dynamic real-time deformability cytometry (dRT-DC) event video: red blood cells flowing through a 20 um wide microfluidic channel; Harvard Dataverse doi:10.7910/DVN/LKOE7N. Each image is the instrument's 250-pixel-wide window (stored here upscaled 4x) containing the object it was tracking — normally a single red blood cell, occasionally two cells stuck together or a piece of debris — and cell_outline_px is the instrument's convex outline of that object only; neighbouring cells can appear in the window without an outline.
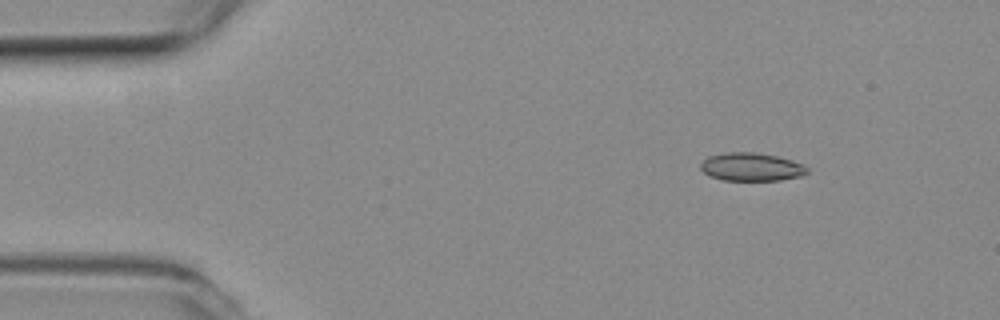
{"species": "common noctule bat (a hibernating species)", "species_latin": "Nyctalus noctula", "temperature_condition": "room temperature", "stored_images_in_passage": 5, "camera_frame_rate_fps": 3000, "um_per_image_px": 0.085, "animal": {"sex": "female", "body_mass_g": 19.3, "forearm_length_mm": 54.1}, "frame": {"image": 1, "passage_image": 1, "time_ms": 0.0, "image_size_px": [1000, 320], "cell_outline_px": [[808, 172], [800, 176], [780, 180], [724, 180], [708, 176], [700, 168], [700, 164], [708, 156], [724, 152], [756, 152], [776, 156], [792, 160], [808, 168]], "centroid_in_image_um": [63.83, 14.18], "position_along_channel_um": 21.2, "area_um2": 17.46}}
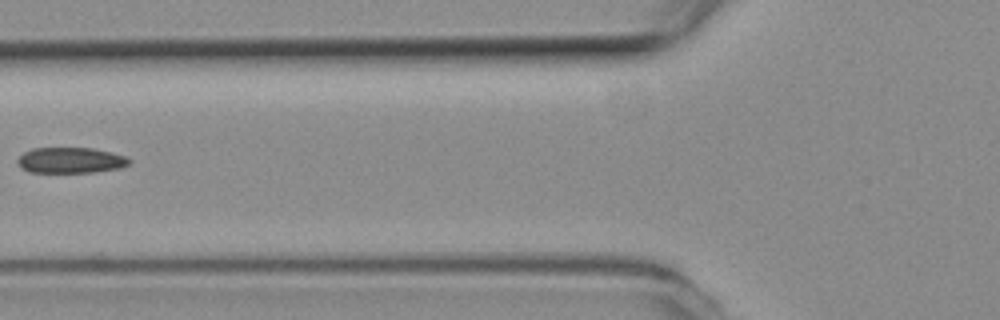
{"frame": {"image": 2, "passage_image": 4, "time_ms": 1.0, "image_size_px": [1000, 320], "cell_outline_px": [[132, 160], [128, 164], [120, 168], [92, 172], [28, 172], [20, 168], [16, 164], [16, 160], [24, 152], [32, 148], [92, 148], [112, 152], [124, 156]], "centroid_in_image_um": [5.96, 13.62], "position_along_channel_um": 119.8, "area_um2": 16.82}}
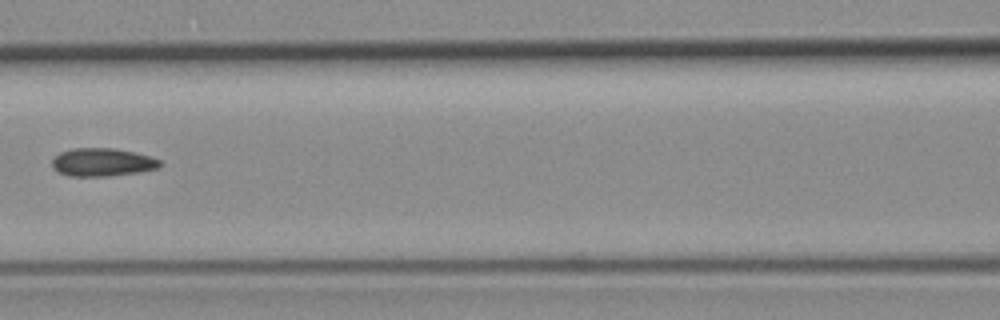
{"frame": {"image": 3, "passage_image": 5, "time_ms": 1.333, "image_size_px": [1000, 320], "cell_outline_px": [[164, 164], [160, 168], [136, 172], [108, 176], [68, 176], [56, 172], [52, 168], [52, 160], [60, 152], [72, 148], [112, 148], [136, 152], [160, 160]], "centroid_in_image_um": [8.69, 13.79], "position_along_channel_um": 157.9, "area_um2": 17.8}}